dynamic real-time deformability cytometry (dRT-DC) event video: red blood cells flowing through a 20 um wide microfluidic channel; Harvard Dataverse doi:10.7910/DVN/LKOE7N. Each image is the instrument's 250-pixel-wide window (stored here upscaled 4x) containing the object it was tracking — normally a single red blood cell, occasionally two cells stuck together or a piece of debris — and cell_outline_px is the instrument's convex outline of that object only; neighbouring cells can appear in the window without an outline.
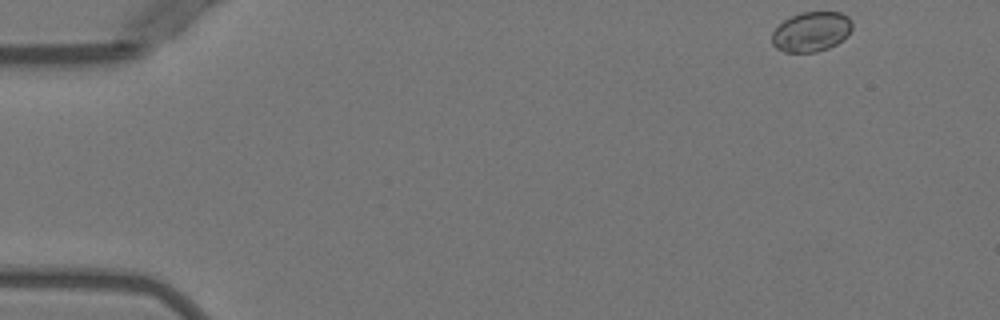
{"species": "Egyptian fruit bat (a non-hibernating species)", "species_latin": "Rousettus aegyptiacus", "temperature_condition": "warm", "stored_images_in_passage": 4, "segment_of_instrument_passage": [1, 2], "camera_frame_rate_fps": 3000, "um_per_image_px": 0.085, "animal": {"sex": "female"}, "frame": {"image": 1, "passage_image": 1, "time_ms": 0.0, "image_size_px": [1000, 320], "cell_outline_px": [[852, 28], [848, 36], [836, 44], [828, 48], [816, 52], [784, 52], [776, 48], [772, 44], [772, 32], [784, 20], [800, 12], [840, 12], [848, 16], [852, 20]], "centroid_in_image_um": [68.97, 2.69], "position_along_channel_um": 16.0, "area_um2": 18.73}}
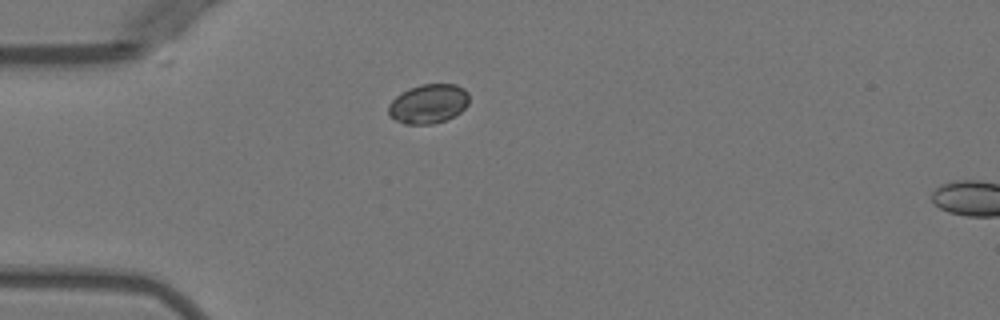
{"frame": {"image": 2, "passage_image": 3, "time_ms": 3.333, "image_size_px": [1000, 320], "cell_outline_px": [[468, 104], [460, 112], [444, 120], [432, 124], [404, 124], [388, 116], [388, 104], [396, 96], [408, 88], [420, 84], [456, 84], [464, 88], [468, 92]], "centroid_in_image_um": [36.39, 8.81], "position_along_channel_um": 48.6, "area_um2": 18.55}}